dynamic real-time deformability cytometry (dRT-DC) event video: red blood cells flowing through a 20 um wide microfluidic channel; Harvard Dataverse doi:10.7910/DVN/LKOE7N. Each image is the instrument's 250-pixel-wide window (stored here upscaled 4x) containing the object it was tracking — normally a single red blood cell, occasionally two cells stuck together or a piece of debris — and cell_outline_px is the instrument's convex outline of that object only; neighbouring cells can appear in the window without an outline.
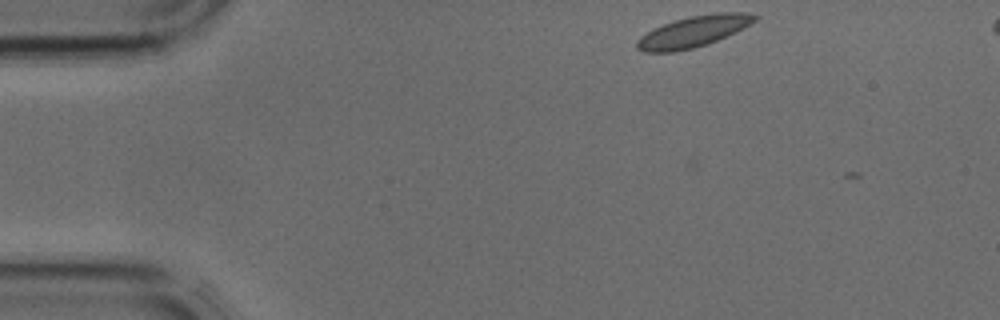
{"species": "common noctule bat (a hibernating species)", "species_latin": "Nyctalus noctula", "temperature_condition": "cold", "stored_images_in_passage": 9, "camera_frame_rate_fps": 3000, "um_per_image_px": 0.085, "animal": {"sex": "male", "body_mass_g": 17.9, "forearm_length_mm": 54.2}, "frame": {"image": 1, "passage_image": 1, "time_ms": 0.0, "image_size_px": [1000, 320], "cell_outline_px": [[760, 16], [756, 20], [716, 40], [692, 48], [676, 52], [644, 52], [636, 48], [636, 40], [640, 36], [652, 28], [676, 20], [692, 16], [720, 12], [744, 12]], "centroid_in_image_um": [58.86, 2.68], "position_along_channel_um": 26.1, "area_um2": 20.87}}
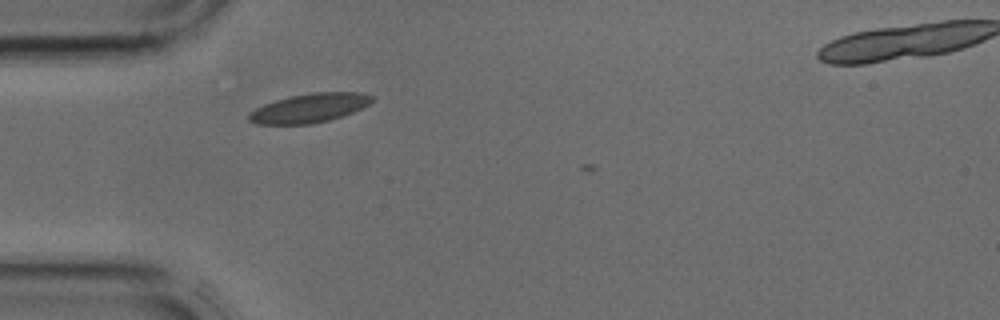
{"frame": {"image": 2, "passage_image": 7, "time_ms": 2.0, "image_size_px": [1000, 320], "cell_outline_px": [[376, 96], [368, 104], [352, 112], [328, 120], [312, 124], [256, 124], [248, 120], [248, 112], [264, 104], [276, 100], [292, 96], [312, 92], [360, 92]], "centroid_in_image_um": [26.28, 9.18], "position_along_channel_um": 58.7, "area_um2": 20.69}}